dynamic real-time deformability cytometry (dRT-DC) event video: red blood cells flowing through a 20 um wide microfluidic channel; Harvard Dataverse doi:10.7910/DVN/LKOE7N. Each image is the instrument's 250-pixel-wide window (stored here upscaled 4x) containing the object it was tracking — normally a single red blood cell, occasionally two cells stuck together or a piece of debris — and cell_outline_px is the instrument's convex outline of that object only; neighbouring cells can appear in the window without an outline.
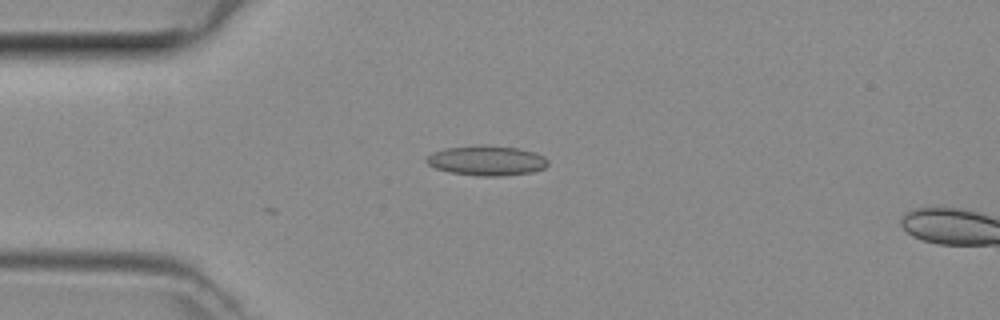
{"species": "common noctule bat (a hibernating species)", "species_latin": "Nyctalus noctula", "temperature_condition": "room temperature", "stored_images_in_passage": 3, "camera_frame_rate_fps": 3000, "um_per_image_px": 0.085, "animal": {"sex": "female", "body_mass_g": 29.2, "forearm_length_mm": 56.3}, "frame": {"image": 1, "passage_image": 1, "time_ms": 0.0, "image_size_px": [1000, 320], "cell_outline_px": [[548, 164], [544, 168], [532, 172], [500, 176], [476, 176], [452, 172], [436, 168], [428, 164], [424, 160], [432, 152], [444, 148], [516, 148], [536, 152], [544, 156], [548, 160]], "centroid_in_image_um": [41.4, 13.7], "position_along_channel_um": 43.6, "area_um2": 20.23}}